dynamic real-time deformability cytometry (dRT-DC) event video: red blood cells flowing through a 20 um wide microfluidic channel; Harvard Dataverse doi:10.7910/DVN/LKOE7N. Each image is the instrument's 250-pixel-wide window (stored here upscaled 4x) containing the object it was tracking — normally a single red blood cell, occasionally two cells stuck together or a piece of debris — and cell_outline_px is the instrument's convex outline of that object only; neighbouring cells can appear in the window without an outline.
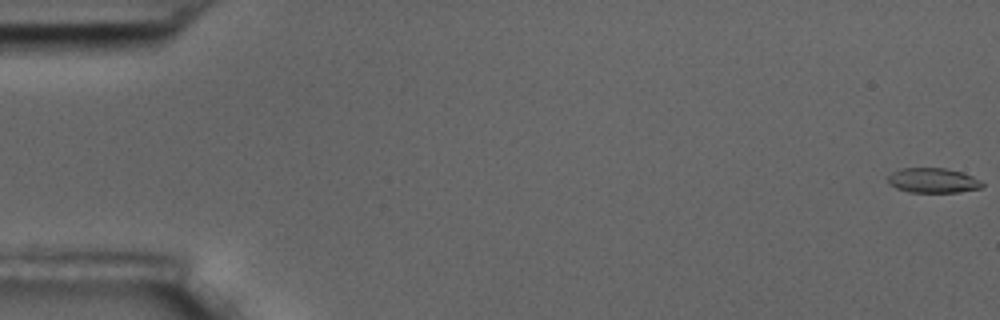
{"species": "common noctule bat (a hibernating species)", "species_latin": "Nyctalus noctula", "temperature_condition": "room temperature", "stored_images_in_passage": 8, "camera_frame_rate_fps": 3000, "um_per_image_px": 0.085, "animal": {"sex": "male", "body_mass_g": 17.5, "forearm_length_mm": 52.3}, "frame": {"image": 1, "passage_image": 1, "time_ms": 0.0, "image_size_px": [1000, 320], "cell_outline_px": [[984, 188], [960, 192], [908, 192], [896, 188], [888, 184], [888, 176], [892, 172], [900, 168], [944, 168], [960, 172], [972, 176], [980, 180], [984, 184]], "centroid_in_image_um": [79.3, 15.34], "position_along_channel_um": 5.7, "area_um2": 13.76}}
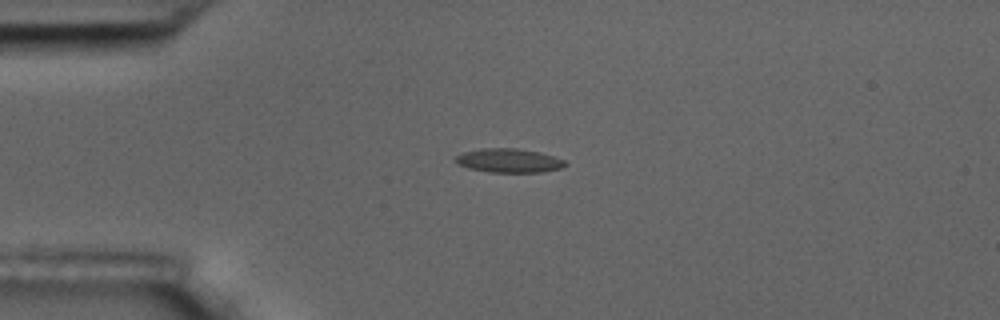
{"frame": {"image": 2, "passage_image": 5, "time_ms": 4.667, "image_size_px": [1000, 320], "cell_outline_px": [[568, 164], [560, 168], [540, 172], [488, 172], [468, 168], [460, 164], [456, 160], [456, 156], [464, 152], [480, 148], [516, 148], [540, 152], [564, 160]], "centroid_in_image_um": [43.26, 13.64], "position_along_channel_um": 41.7, "area_um2": 15.14}}